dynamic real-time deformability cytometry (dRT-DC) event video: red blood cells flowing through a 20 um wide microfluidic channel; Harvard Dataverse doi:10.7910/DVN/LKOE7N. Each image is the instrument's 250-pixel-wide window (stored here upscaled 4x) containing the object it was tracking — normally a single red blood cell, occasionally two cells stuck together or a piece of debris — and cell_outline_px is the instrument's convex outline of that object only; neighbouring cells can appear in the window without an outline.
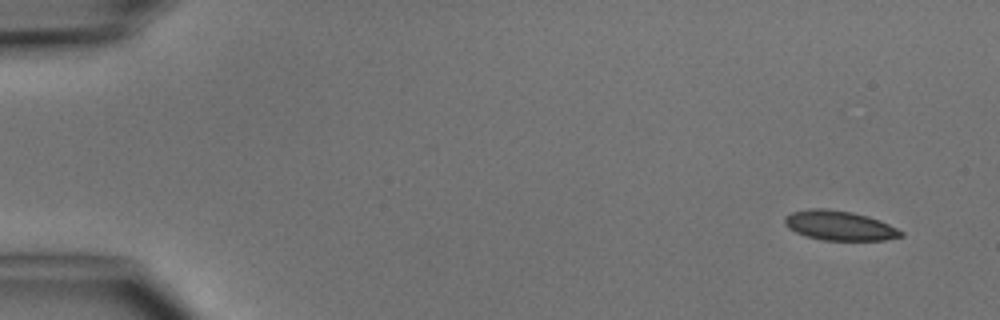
{"species": "common noctule bat (a hibernating species)", "species_latin": "Nyctalus noctula", "temperature_condition": "cold", "stored_images_in_passage": 5, "camera_frame_rate_fps": 3000, "um_per_image_px": 0.085, "animal": {"sex": "male", "body_mass_g": 15.6}, "frame": {"image": 1, "passage_image": 1, "time_ms": 0.0, "image_size_px": [1000, 320], "cell_outline_px": [[904, 236], [884, 240], [824, 240], [804, 236], [788, 228], [784, 224], [784, 216], [792, 212], [808, 208], [828, 208], [852, 212], [868, 216], [880, 220], [904, 232]], "centroid_in_image_um": [71.33, 19.16], "position_along_channel_um": 13.7, "area_um2": 20.23}}
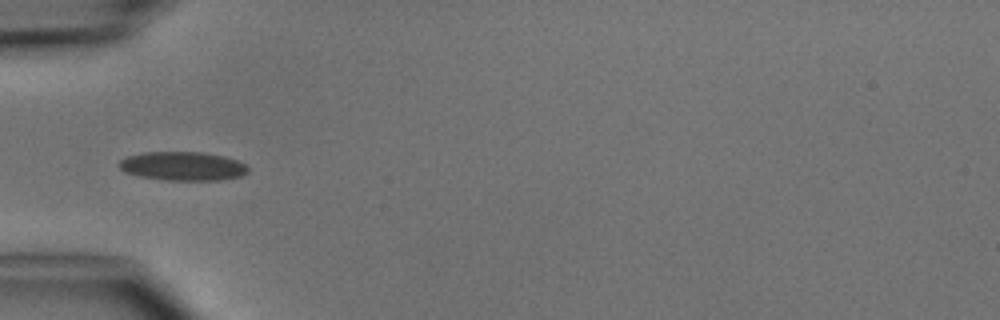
{"frame": {"image": 2, "passage_image": 4, "time_ms": 4.333, "image_size_px": [1000, 320], "cell_outline_px": [[248, 172], [240, 176], [220, 180], [168, 180], [140, 176], [124, 172], [120, 168], [120, 160], [128, 156], [144, 152], [204, 152], [224, 156], [236, 160], [244, 164], [248, 168]], "centroid_in_image_um": [15.54, 14.12], "position_along_channel_um": 69.5, "area_um2": 21.5}}